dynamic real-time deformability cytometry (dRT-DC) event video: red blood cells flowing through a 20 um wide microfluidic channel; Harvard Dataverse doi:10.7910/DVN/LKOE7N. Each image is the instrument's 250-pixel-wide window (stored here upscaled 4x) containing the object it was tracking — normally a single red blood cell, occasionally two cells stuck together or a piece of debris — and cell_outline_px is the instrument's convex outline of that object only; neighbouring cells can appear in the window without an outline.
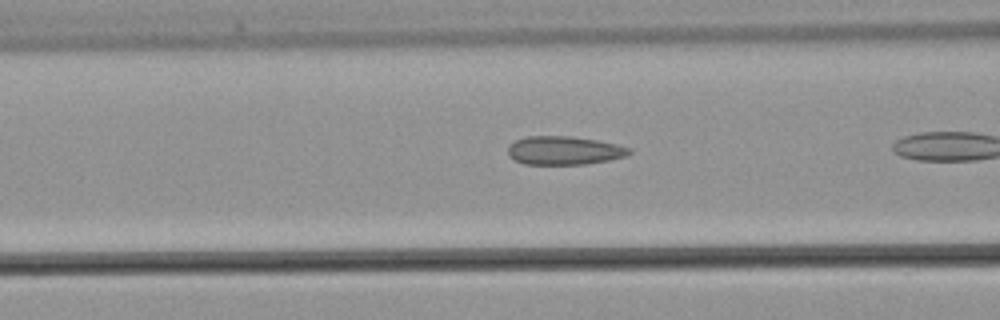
{"species": "common noctule bat (a hibernating species)", "species_latin": "Nyctalus noctula", "temperature_condition": "warm", "stored_images_in_passage": 8, "camera_frame_rate_fps": 3000, "um_per_image_px": 0.085, "animal": {"sex": "male", "body_mass_g": 21.5, "forearm_length_mm": 52.0}, "frame": {"image": 1, "passage_image": 5, "time_ms": 1.333, "image_size_px": [1000, 320], "cell_outline_px": [[632, 152], [628, 156], [608, 160], [584, 164], [524, 164], [508, 156], [508, 144], [516, 140], [528, 136], [572, 136], [596, 140], [616, 144], [632, 148]], "centroid_in_image_um": [47.96, 12.79], "position_along_channel_um": 118.6, "area_um2": 20.23}}